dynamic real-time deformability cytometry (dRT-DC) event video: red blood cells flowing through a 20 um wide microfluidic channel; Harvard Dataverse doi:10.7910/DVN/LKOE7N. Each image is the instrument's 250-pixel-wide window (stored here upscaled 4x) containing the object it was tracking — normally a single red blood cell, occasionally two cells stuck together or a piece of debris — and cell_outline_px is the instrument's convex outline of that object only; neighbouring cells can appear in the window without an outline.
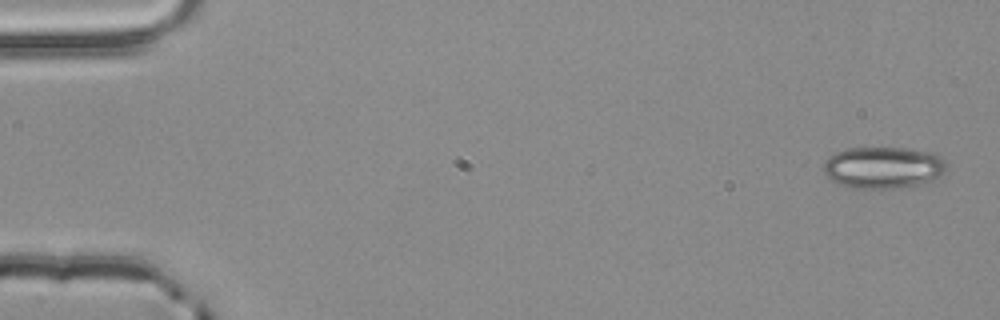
{"species": "common noctule bat (a hibernating species)", "species_latin": "Nyctalus noctula", "temperature_condition": "room temperature", "stored_images_in_passage": 4, "camera_frame_rate_fps": 3000, "um_per_image_px": 0.085, "animal": {"sex": "male", "body_mass_g": 20.4}, "frame": {"image": 1, "passage_image": 1, "time_ms": 0.0, "image_size_px": [1000, 320], "cell_outline_px": [[948, 168], [944, 172], [932, 180], [916, 184], [896, 188], [848, 188], [832, 180], [824, 172], [824, 160], [828, 156], [836, 152], [848, 148], [904, 148], [932, 152], [940, 156], [948, 164]], "centroid_in_image_um": [75.07, 14.23], "position_along_channel_um": 9.9, "area_um2": 29.88}}